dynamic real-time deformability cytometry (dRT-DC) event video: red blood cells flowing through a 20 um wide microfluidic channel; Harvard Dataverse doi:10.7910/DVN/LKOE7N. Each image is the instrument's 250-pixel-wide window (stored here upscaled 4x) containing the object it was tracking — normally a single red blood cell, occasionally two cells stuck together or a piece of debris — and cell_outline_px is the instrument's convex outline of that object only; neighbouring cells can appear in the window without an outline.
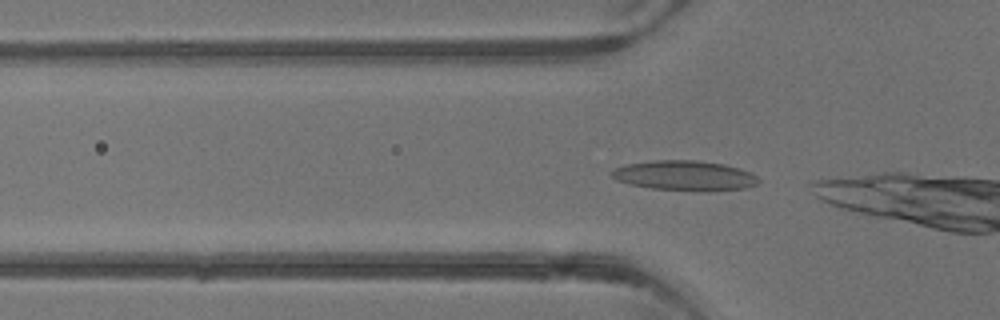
{"species": "common noctule bat (a hibernating species)", "species_latin": "Nyctalus noctula", "temperature_condition": "warm", "stored_images_in_passage": 4, "camera_frame_rate_fps": 3000, "um_per_image_px": 0.085, "animal": {"sex": "male", "body_mass_g": 13.3}, "frame": {"image": 1, "passage_image": 2, "time_ms": 1.333, "image_size_px": [1000, 320], "cell_outline_px": [[760, 180], [756, 184], [744, 188], [700, 192], [696, 192], [652, 188], [628, 184], [616, 180], [612, 176], [612, 172], [616, 168], [628, 164], [652, 160], [696, 160], [724, 164], [740, 168], [752, 172]], "centroid_in_image_um": [58.23, 14.93], "position_along_channel_um": 67.6, "area_um2": 25.78}}